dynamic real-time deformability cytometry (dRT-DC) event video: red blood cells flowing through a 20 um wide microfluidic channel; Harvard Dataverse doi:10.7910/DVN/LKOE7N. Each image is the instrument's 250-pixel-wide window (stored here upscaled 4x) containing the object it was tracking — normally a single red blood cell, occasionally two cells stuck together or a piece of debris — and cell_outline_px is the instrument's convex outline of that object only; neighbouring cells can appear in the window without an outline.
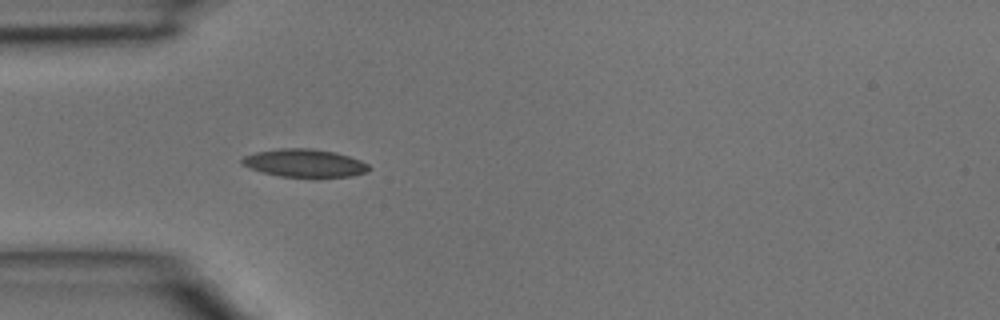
{"species": "common noctule bat (a hibernating species)", "species_latin": "Nyctalus noctula", "temperature_condition": "room temperature", "stored_images_in_passage": 3, "camera_frame_rate_fps": 3000, "um_per_image_px": 0.085, "animal": {"sex": "male", "body_mass_g": 15.6}, "frame": {"image": 1, "passage_image": 3, "time_ms": 0.667, "image_size_px": [1000, 320], "cell_outline_px": [[372, 168], [368, 172], [352, 176], [316, 180], [312, 180], [280, 176], [264, 172], [240, 164], [240, 160], [244, 156], [256, 152], [276, 148], [312, 148], [336, 152], [360, 160], [368, 164]], "centroid_in_image_um": [25.95, 13.9], "position_along_channel_um": 59.1, "area_um2": 21.62}}